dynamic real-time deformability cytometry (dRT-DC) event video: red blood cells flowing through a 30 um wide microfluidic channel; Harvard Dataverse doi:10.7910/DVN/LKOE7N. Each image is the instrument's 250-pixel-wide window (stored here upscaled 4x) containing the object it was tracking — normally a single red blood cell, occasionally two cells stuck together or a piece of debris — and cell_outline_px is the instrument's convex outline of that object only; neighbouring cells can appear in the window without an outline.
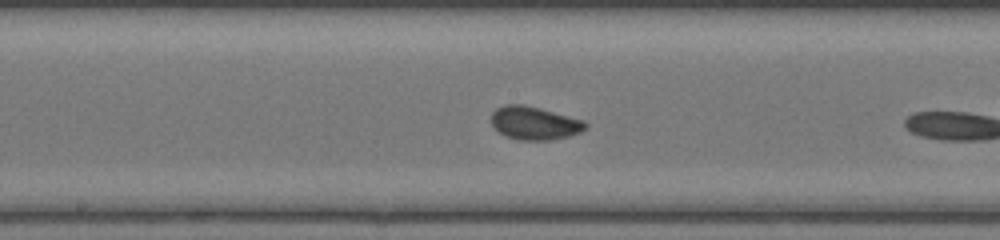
{"species": "common noctule bat (a hibernating species)", "species_latin": "Nyctalus noctula", "temperature_condition": "room temperature", "stored_images_in_passage": 28, "camera_frame_rate_fps": 3000, "um_per_image_px": 0.085, "animal": {"sex": "female", "body_mass_g": 20.0, "forearm_length_mm": 54.0}, "frame": {"image": 1, "passage_image": 9, "time_ms": 2.667, "image_size_px": [1000, 240], "cell_outline_px": [[588, 124], [580, 132], [568, 136], [548, 140], [520, 140], [504, 136], [496, 132], [492, 124], [492, 112], [496, 108], [504, 104], [524, 104], [540, 108], [584, 120]], "centroid_in_image_um": [45.38, 10.46], "position_along_channel_um": 202.8, "area_um2": 18.32}, "authors_computed_cell_mechanics": {"area_um2": 17.8313, "velocity_mm_per_s": 4.2368, "shape_relaxation_time_tau1_ms": 1.2697, "shape_relaxation_time_tau2_ms": null, "deformation_change_tau1": 0.0443, "deformation_change_tau2": null}}